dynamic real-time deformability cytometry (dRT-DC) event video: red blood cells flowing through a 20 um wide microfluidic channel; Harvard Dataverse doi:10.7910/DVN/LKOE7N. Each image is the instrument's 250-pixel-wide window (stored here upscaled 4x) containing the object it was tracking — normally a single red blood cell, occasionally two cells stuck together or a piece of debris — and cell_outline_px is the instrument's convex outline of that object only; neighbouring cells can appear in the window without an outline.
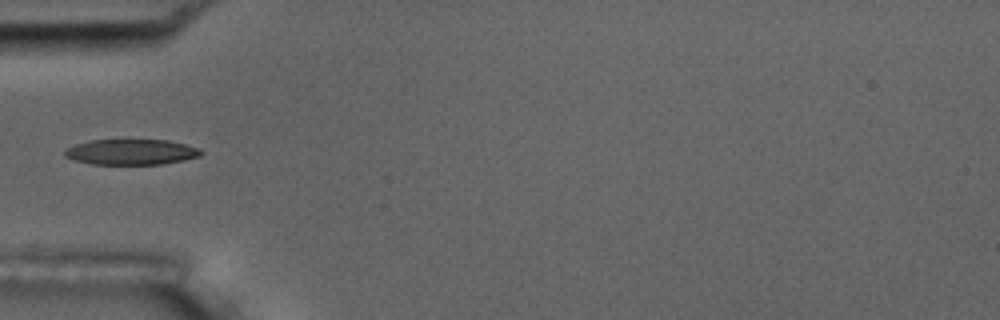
{"species": "common noctule bat (a hibernating species)", "species_latin": "Nyctalus noctula", "temperature_condition": "room temperature", "stored_images_in_passage": 5, "camera_frame_rate_fps": 3000, "um_per_image_px": 0.085, "animal": {"sex": "male", "body_mass_g": 17.5, "forearm_length_mm": 52.3}, "frame": {"image": 1, "passage_image": 2, "time_ms": 1.0, "image_size_px": [1000, 320], "cell_outline_px": [[204, 152], [200, 156], [184, 160], [160, 164], [92, 164], [72, 160], [64, 156], [64, 148], [76, 144], [92, 140], [168, 140], [184, 144], [196, 148]], "centroid_in_image_um": [11.1, 12.92], "position_along_channel_um": 73.9, "area_um2": 20.23}}
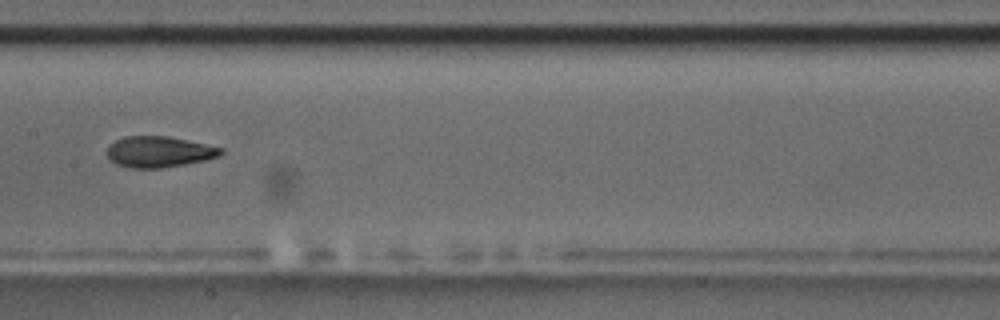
{"frame": {"image": 2, "passage_image": 5, "time_ms": 4.333, "image_size_px": [1000, 320], "cell_outline_px": [[224, 152], [220, 156], [204, 160], [184, 164], [160, 168], [132, 168], [116, 164], [108, 156], [108, 144], [124, 136], [168, 136], [224, 148]], "centroid_in_image_um": [13.53, 12.9], "position_along_channel_um": 193.9, "area_um2": 20.46}}